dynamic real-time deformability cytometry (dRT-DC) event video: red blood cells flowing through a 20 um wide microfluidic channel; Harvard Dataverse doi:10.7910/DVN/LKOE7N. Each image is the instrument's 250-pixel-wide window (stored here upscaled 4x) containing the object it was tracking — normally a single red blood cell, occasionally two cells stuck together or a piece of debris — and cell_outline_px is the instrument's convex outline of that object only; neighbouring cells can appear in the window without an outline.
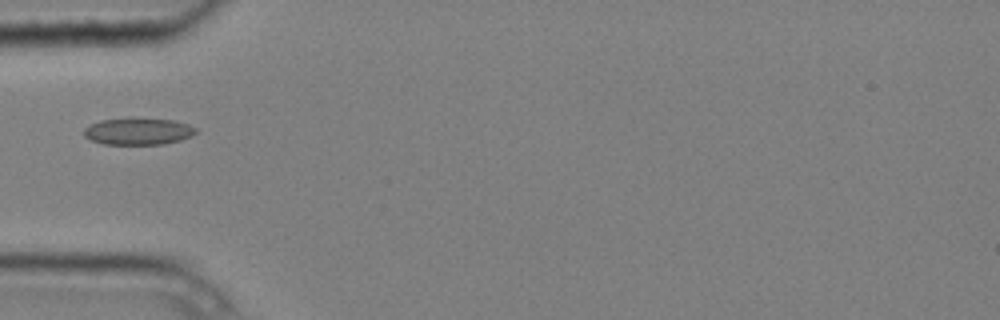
{"species": "common noctule bat (a hibernating species)", "species_latin": "Nyctalus noctula", "temperature_condition": "cold", "stored_images_in_passage": 7, "camera_frame_rate_fps": 3000, "um_per_image_px": 0.085, "animal": {"sex": "male", "body_mass_g": 20.4}, "frame": {"image": 1, "passage_image": 4, "time_ms": 1.0, "image_size_px": [1000, 320], "cell_outline_px": [[196, 132], [192, 136], [180, 140], [164, 144], [104, 144], [92, 140], [84, 136], [84, 128], [100, 120], [132, 116], [172, 120], [188, 124], [196, 128]], "centroid_in_image_um": [11.75, 11.13], "position_along_channel_um": 73.3, "area_um2": 17.86}}
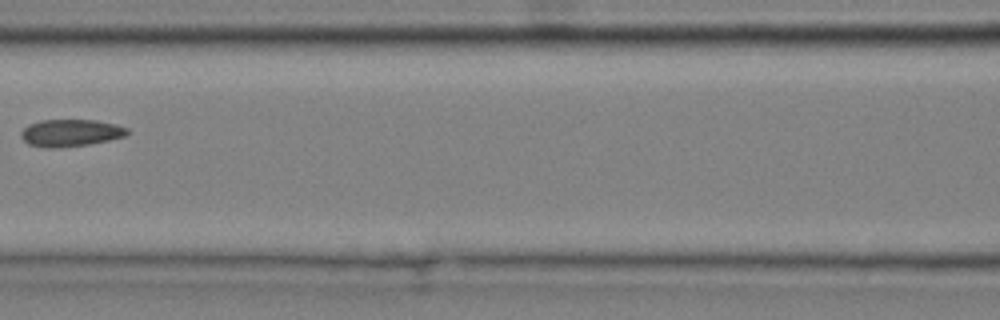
{"frame": {"image": 2, "passage_image": 6, "time_ms": 1.667, "image_size_px": [1000, 320], "cell_outline_px": [[128, 132], [124, 136], [108, 140], [88, 144], [60, 148], [44, 148], [28, 144], [20, 136], [20, 132], [28, 124], [40, 120], [96, 120], [116, 124], [128, 128]], "centroid_in_image_um": [5.96, 11.29], "position_along_channel_um": 160.6, "area_um2": 16.88}}
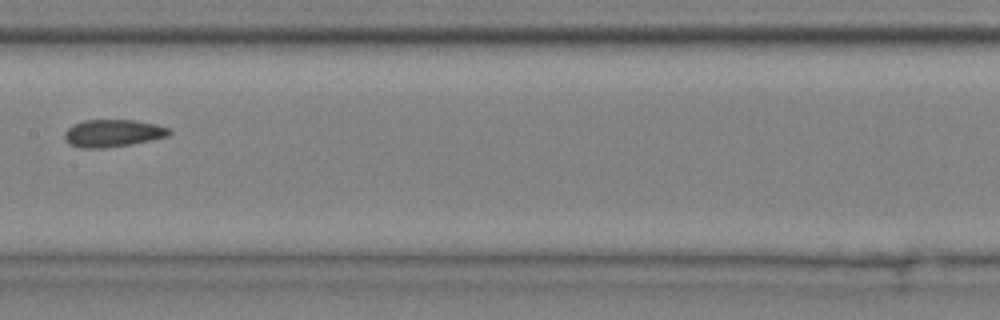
{"frame": {"image": 3, "passage_image": 7, "time_ms": 2.0, "image_size_px": [1000, 320], "cell_outline_px": [[172, 132], [168, 136], [128, 144], [104, 148], [80, 148], [68, 144], [64, 136], [64, 132], [72, 124], [84, 120], [136, 120], [156, 124], [168, 128]], "centroid_in_image_um": [9.54, 11.31], "position_along_channel_um": 197.9, "area_um2": 16.65}}